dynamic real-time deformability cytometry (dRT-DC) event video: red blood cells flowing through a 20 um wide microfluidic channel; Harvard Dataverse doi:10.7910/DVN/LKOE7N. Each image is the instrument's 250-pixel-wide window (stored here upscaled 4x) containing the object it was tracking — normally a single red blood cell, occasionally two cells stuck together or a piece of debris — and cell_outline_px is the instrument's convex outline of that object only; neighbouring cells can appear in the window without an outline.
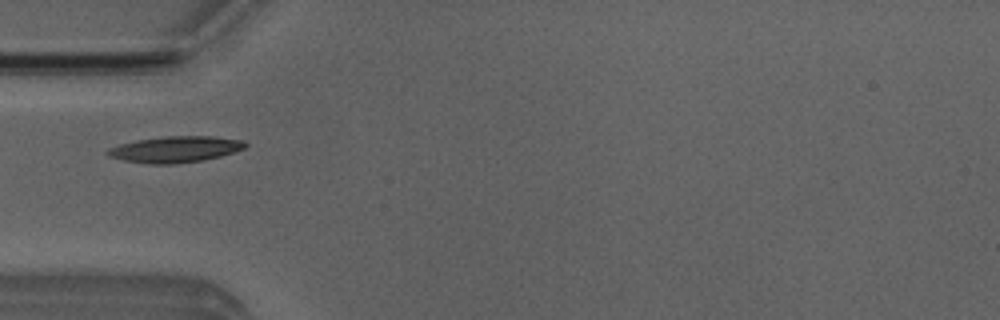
{"species": "Egyptian fruit bat (a non-hibernating species)", "species_latin": "Rousettus aegyptiacus", "temperature_condition": "room temperature", "stored_images_in_passage": 22, "camera_frame_rate_fps": 3000, "um_per_image_px": 0.085, "animal": {"sex": "male"}, "frame": {"image": 1, "passage_image": 1, "time_ms": 0.0, "image_size_px": [1000, 320], "cell_outline_px": [[248, 144], [244, 148], [220, 156], [204, 160], [176, 164], [148, 164], [124, 160], [108, 156], [104, 152], [108, 148], [120, 144], [136, 140], [164, 136], [212, 136], [244, 140]], "centroid_in_image_um": [14.88, 12.69], "position_along_channel_um": 70.1, "area_um2": 21.1}}
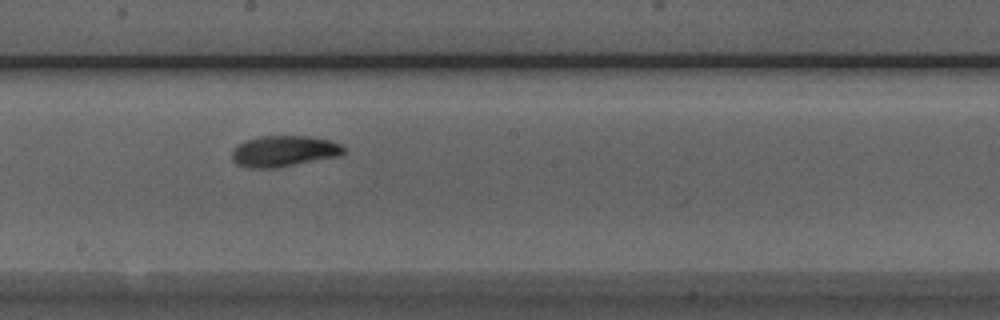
{"frame": {"image": 2, "passage_image": 13, "time_ms": 4.0, "image_size_px": [1000, 320], "cell_outline_px": [[344, 152], [340, 156], [276, 168], [248, 168], [236, 164], [232, 160], [232, 152], [244, 140], [260, 136], [312, 136], [332, 140], [340, 144], [344, 148]], "centroid_in_image_um": [24.15, 12.85], "position_along_channel_um": 224.1, "area_um2": 20.35}}
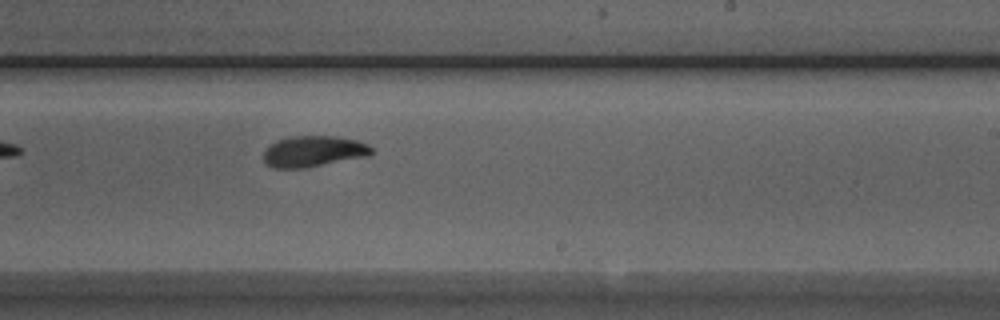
{"frame": {"image": 3, "passage_image": 16, "time_ms": 5.0, "image_size_px": [1000, 320], "cell_outline_px": [[372, 152], [368, 156], [304, 168], [272, 168], [264, 164], [264, 152], [268, 144], [276, 140], [288, 136], [332, 136], [356, 140], [368, 144], [372, 148]], "centroid_in_image_um": [26.59, 12.86], "position_along_channel_um": 262.4, "area_um2": 19.65}}